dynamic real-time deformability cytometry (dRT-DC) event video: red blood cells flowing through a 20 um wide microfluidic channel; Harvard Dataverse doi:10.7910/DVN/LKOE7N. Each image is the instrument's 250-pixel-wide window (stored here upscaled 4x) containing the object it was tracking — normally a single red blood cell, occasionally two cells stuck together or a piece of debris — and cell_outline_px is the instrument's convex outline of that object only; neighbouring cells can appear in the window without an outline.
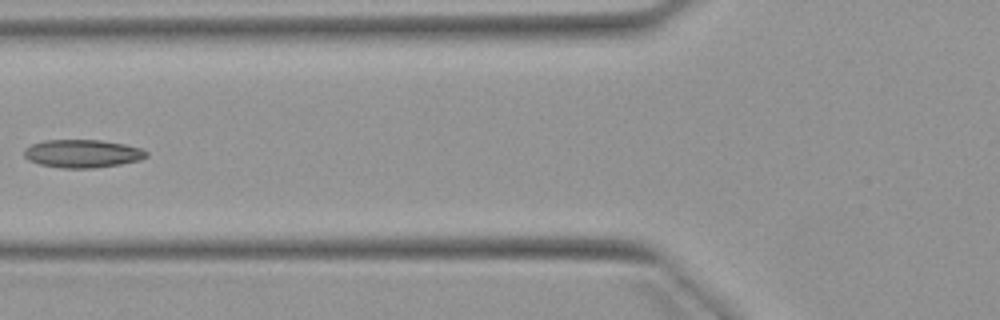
{"species": "Egyptian fruit bat (a non-hibernating species)", "species_latin": "Rousettus aegyptiacus", "temperature_condition": "warm", "stored_images_in_passage": 5, "camera_frame_rate_fps": 3000, "um_per_image_px": 0.085, "animal": {"sex": "female"}, "frame": {"image": 1, "passage_image": 5, "time_ms": 5.0, "image_size_px": [1000, 320], "cell_outline_px": [[148, 156], [140, 160], [120, 164], [92, 168], [60, 168], [40, 164], [28, 160], [24, 156], [24, 148], [32, 144], [44, 140], [100, 140], [124, 144], [140, 148], [148, 152]], "centroid_in_image_um": [6.99, 13.05], "position_along_channel_um": 118.8, "area_um2": 20.0}}